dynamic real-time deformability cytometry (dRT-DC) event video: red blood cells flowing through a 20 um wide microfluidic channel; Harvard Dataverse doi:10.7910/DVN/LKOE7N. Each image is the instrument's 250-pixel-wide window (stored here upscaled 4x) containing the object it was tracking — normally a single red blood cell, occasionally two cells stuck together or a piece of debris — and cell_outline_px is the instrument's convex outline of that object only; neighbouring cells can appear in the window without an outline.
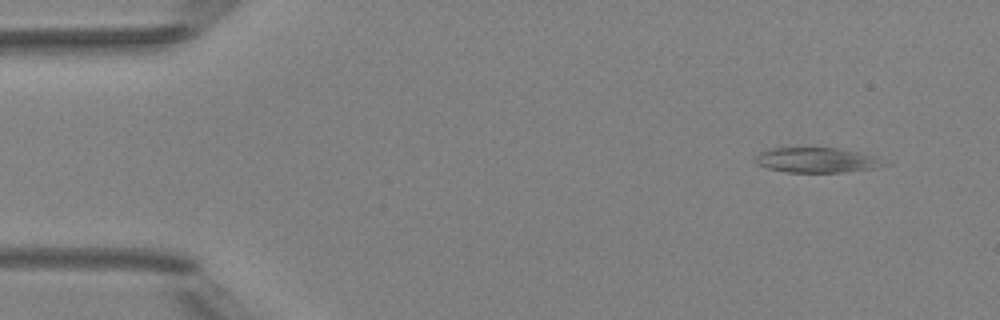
{"species": "Egyptian fruit bat (a non-hibernating species)", "species_latin": "Rousettus aegyptiacus", "temperature_condition": "room temperature", "stored_images_in_passage": 4, "camera_frame_rate_fps": 3000, "um_per_image_px": 0.085, "animal": {"sex": "female"}, "frame": {"image": 1, "passage_image": 1, "time_ms": 0.0, "image_size_px": [1000, 320], "cell_outline_px": [[892, 164], [876, 168], [840, 172], [788, 172], [768, 168], [756, 164], [756, 156], [760, 152], [772, 148], [836, 148], [860, 152], [876, 156]], "centroid_in_image_um": [69.5, 13.61], "position_along_channel_um": 15.5, "area_um2": 18.79}}
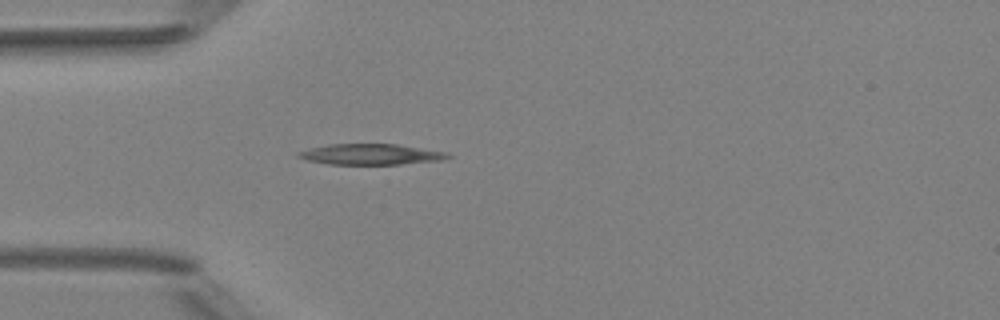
{"frame": {"image": 2, "passage_image": 4, "time_ms": 3.333, "image_size_px": [1000, 320], "cell_outline_px": [[452, 156], [444, 160], [400, 164], [328, 164], [308, 160], [296, 156], [296, 152], [328, 144], [396, 144], [448, 152]], "centroid_in_image_um": [31.55, 13.11], "position_along_channel_um": 53.5, "area_um2": 18.03}}